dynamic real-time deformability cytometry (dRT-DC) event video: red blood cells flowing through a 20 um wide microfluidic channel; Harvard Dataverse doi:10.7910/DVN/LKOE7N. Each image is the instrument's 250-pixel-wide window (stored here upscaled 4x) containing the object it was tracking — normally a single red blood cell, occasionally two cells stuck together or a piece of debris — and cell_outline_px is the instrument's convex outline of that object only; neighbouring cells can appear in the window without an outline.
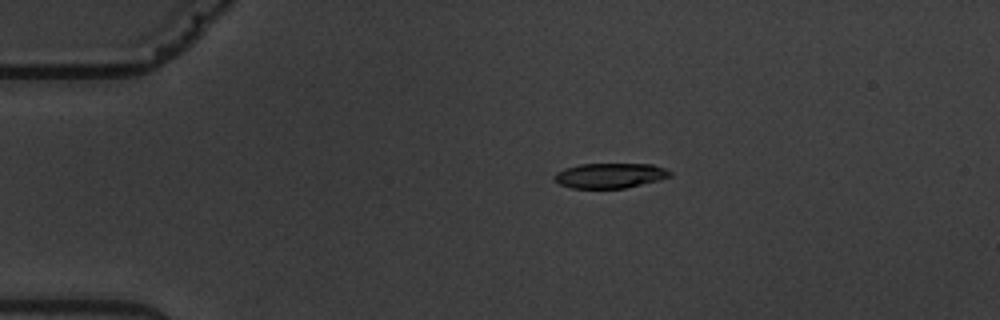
{"species": "common noctule bat (a hibernating species)", "species_latin": "Nyctalus noctula", "temperature_condition": "warm", "stored_images_in_passage": 8, "camera_frame_rate_fps": 3000, "um_per_image_px": 0.085, "animal": {"sex": "male", "body_mass_g": 19.5, "forearm_length_mm": 54.6}, "frame": {"image": 1, "passage_image": 4, "time_ms": 3.333, "image_size_px": [1000, 320], "cell_outline_px": [[672, 176], [660, 180], [624, 188], [572, 188], [560, 184], [552, 180], [552, 176], [556, 172], [564, 168], [580, 164], [652, 164], [664, 168], [672, 172]], "centroid_in_image_um": [51.82, 14.92], "position_along_channel_um": 33.2, "area_um2": 16.99}}
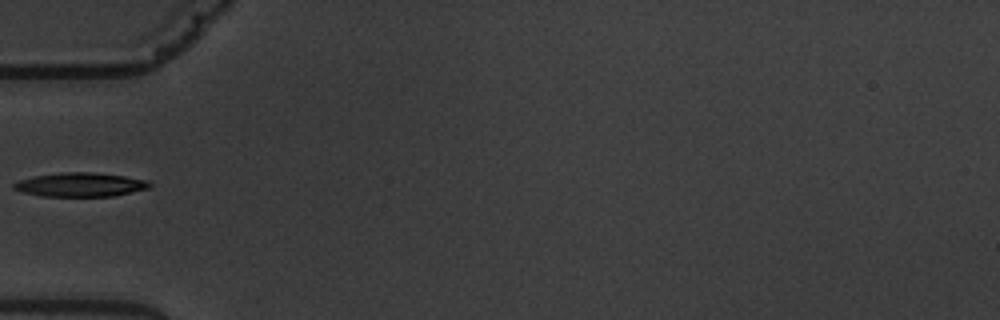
{"frame": {"image": 2, "passage_image": 6, "time_ms": 6.0, "image_size_px": [1000, 320], "cell_outline_px": [[152, 184], [148, 188], [112, 196], [44, 196], [24, 192], [12, 188], [12, 184], [20, 180], [36, 176], [60, 172], [92, 172], [124, 176], [148, 180]], "centroid_in_image_um": [6.84, 15.69], "position_along_channel_um": 78.2, "area_um2": 18.73}}
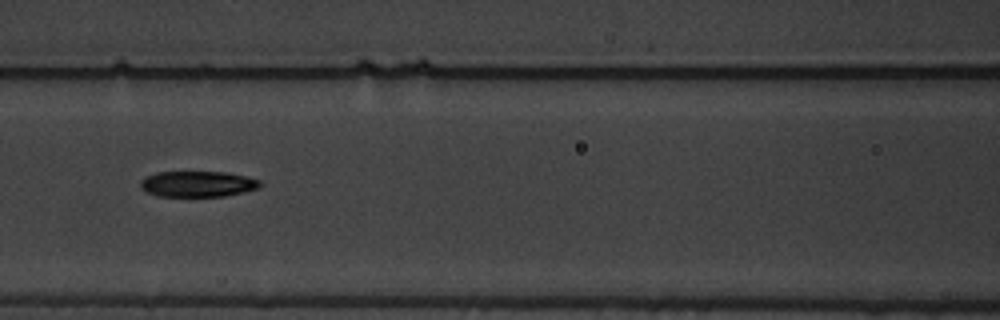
{"frame": {"image": 3, "passage_image": 8, "time_ms": 8.0, "image_size_px": [1000, 320], "cell_outline_px": [[264, 184], [260, 188], [224, 196], [156, 196], [140, 188], [140, 180], [144, 176], [156, 172], [228, 172], [248, 176], [260, 180]], "centroid_in_image_um": [16.82, 15.63], "position_along_channel_um": 149.8, "area_um2": 18.26}}